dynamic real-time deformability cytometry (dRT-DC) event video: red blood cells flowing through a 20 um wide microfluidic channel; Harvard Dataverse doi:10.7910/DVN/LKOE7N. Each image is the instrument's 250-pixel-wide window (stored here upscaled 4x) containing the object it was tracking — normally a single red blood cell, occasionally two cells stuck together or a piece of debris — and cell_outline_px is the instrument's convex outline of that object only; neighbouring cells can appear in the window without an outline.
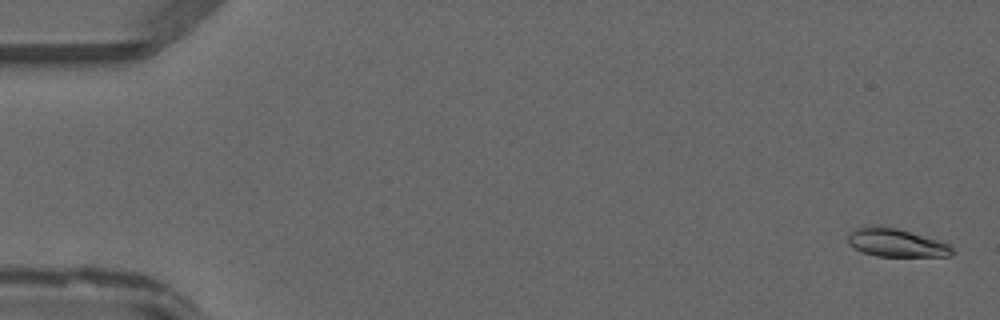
{"species": "common noctule bat (a hibernating species)", "species_latin": "Nyctalus noctula", "temperature_condition": "warm", "stored_images_in_passage": 48, "camera_frame_rate_fps": 3000, "um_per_image_px": 0.085, "animal": {"sex": "male", "forearm_length_mm": 52.5}, "frame": {"image": 1, "passage_image": 2, "time_ms": 0.333, "image_size_px": [1000, 320], "cell_outline_px": [[956, 252], [952, 256], [876, 256], [860, 252], [848, 244], [848, 236], [856, 228], [896, 228], [940, 240], [952, 244]], "centroid_in_image_um": [76.28, 20.68], "position_along_channel_um": 8.7, "area_um2": 16.94}}
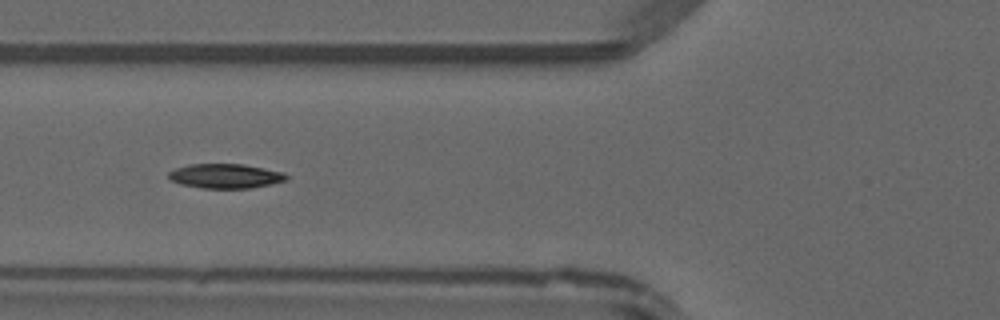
{"frame": {"image": 2, "passage_image": 19, "time_ms": 6.0, "image_size_px": [1000, 320], "cell_outline_px": [[288, 180], [252, 188], [200, 188], [180, 184], [168, 180], [168, 172], [176, 168], [188, 164], [244, 164], [284, 172], [288, 176]], "centroid_in_image_um": [19.14, 14.96], "position_along_channel_um": 106.7, "area_um2": 16.99}}
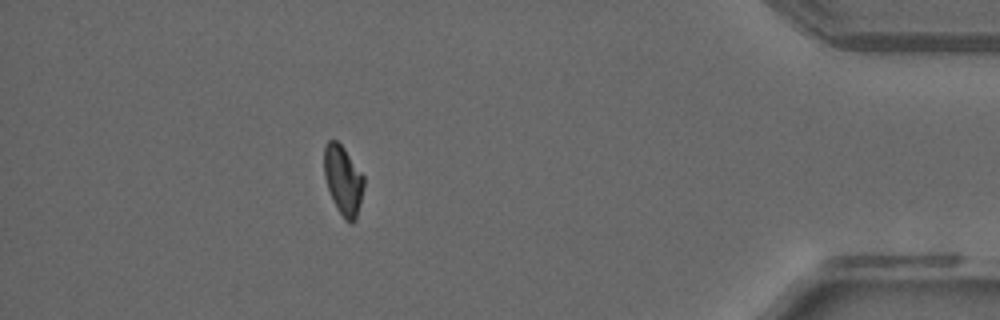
{"frame": {"image": 3, "passage_image": 43, "time_ms": 14.0, "image_size_px": [1000, 320], "cell_outline_px": [[364, 188], [356, 220], [352, 224], [344, 220], [336, 208], [328, 188], [324, 176], [324, 148], [328, 140], [336, 140], [344, 148], [364, 176]], "centroid_in_image_um": [29.17, 15.35], "position_along_channel_um": 406.0, "area_um2": 16.13}}